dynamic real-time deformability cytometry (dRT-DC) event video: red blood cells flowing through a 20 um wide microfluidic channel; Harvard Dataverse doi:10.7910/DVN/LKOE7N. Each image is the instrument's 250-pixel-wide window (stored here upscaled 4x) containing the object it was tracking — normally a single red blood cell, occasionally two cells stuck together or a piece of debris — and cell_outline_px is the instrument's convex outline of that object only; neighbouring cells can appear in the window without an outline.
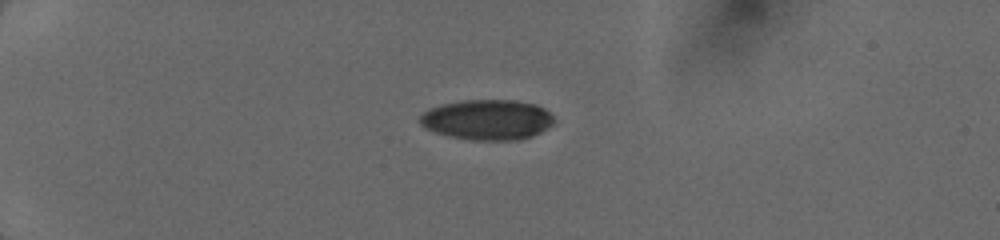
{"species": "human", "species_latin": "Homo sapiens", "temperature_condition": "cold", "stored_images_in_passage": 40, "camera_frame_rate_fps": 3000, "um_per_image_px": 0.085, "donor": {"sex": "female"}, "frame": {"image": 1, "passage_image": 4, "time_ms": 1.667, "image_size_px": [1000, 240], "cell_outline_px": [[556, 120], [548, 128], [532, 136], [520, 140], [468, 140], [448, 136], [424, 128], [420, 124], [420, 116], [428, 108], [440, 104], [464, 100], [516, 100], [536, 104], [544, 108]], "centroid_in_image_um": [41.42, 10.17], "position_along_channel_um": 43.6, "area_um2": 31.79}}
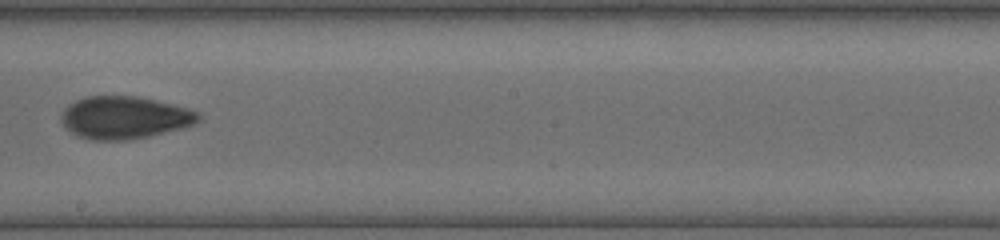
{"frame": {"image": 2, "passage_image": 16, "time_ms": 7.667, "image_size_px": [1000, 240], "cell_outline_px": [[200, 120], [192, 124], [180, 128], [148, 136], [124, 140], [92, 140], [76, 136], [60, 120], [60, 116], [64, 108], [68, 104], [76, 100], [88, 96], [136, 96], [156, 100], [188, 108], [200, 112]], "centroid_in_image_um": [10.56, 9.98], "position_along_channel_um": 237.6, "area_um2": 33.81}}
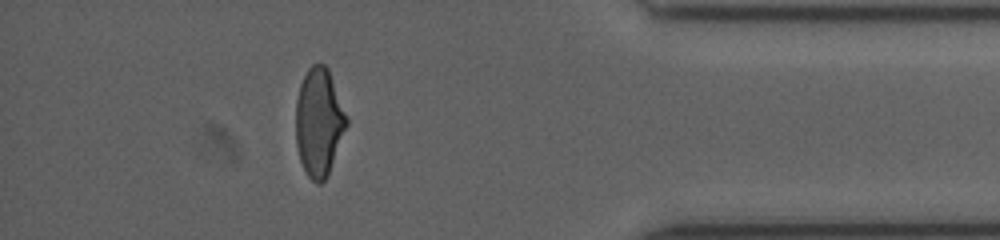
{"frame": {"image": 3, "passage_image": 33, "time_ms": 12.333, "image_size_px": [1000, 240], "cell_outline_px": [[348, 124], [328, 176], [320, 184], [316, 184], [308, 176], [300, 160], [296, 144], [296, 100], [300, 84], [308, 68], [312, 64], [324, 64], [328, 68], [348, 120]], "centroid_in_image_um": [27.11, 10.41], "position_along_channel_um": 408.1, "area_um2": 31.91}}